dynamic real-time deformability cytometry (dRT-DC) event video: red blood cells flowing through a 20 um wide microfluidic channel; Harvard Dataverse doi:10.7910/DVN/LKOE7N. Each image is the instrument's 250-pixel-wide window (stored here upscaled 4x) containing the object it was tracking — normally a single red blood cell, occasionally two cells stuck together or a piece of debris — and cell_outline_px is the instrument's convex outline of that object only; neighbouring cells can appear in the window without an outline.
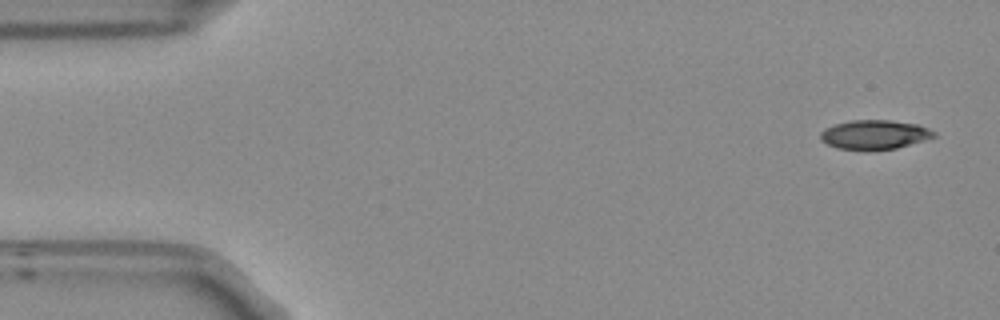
{"species": "Egyptian fruit bat (a non-hibernating species)", "species_latin": "Rousettus aegyptiacus", "temperature_condition": "room temperature", "stored_images_in_passage": 52, "camera_frame_rate_fps": 3000, "um_per_image_px": 0.085, "frame": {"image": 1, "passage_image": 1, "time_ms": 0.0, "image_size_px": [1000, 320], "cell_outline_px": [[936, 136], [924, 140], [896, 148], [864, 152], [836, 148], [820, 140], [820, 132], [824, 128], [836, 124], [852, 120], [888, 120], [920, 124], [936, 132]], "centroid_in_image_um": [74.31, 11.46], "position_along_channel_um": 10.7, "area_um2": 19.77}}
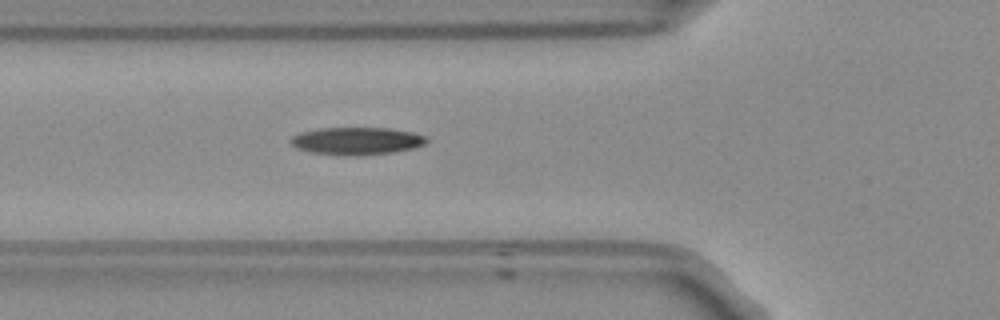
{"frame": {"image": 2, "passage_image": 17, "time_ms": 5.333, "image_size_px": [1000, 320], "cell_outline_px": [[428, 140], [424, 144], [412, 148], [392, 152], [312, 152], [296, 148], [288, 140], [292, 136], [300, 132], [320, 128], [392, 128], [412, 132], [428, 136]], "centroid_in_image_um": [30.34, 11.91], "position_along_channel_um": 95.5, "area_um2": 20.58}}
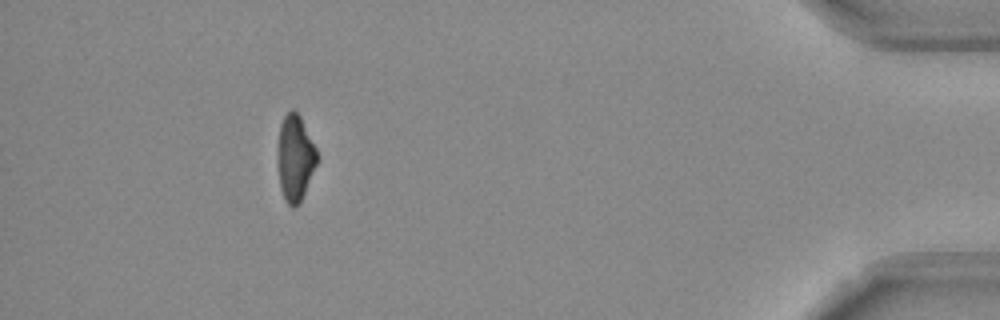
{"frame": {"image": 3, "passage_image": 47, "time_ms": 15.333, "image_size_px": [1000, 320], "cell_outline_px": [[316, 164], [300, 204], [292, 208], [288, 204], [280, 188], [280, 124], [284, 116], [292, 108], [300, 116], [316, 148]], "centroid_in_image_um": [25.12, 13.44], "position_along_channel_um": 410.1, "area_um2": 18.79}, "authors_computed_cell_mechanics": {"area_um2": 20.6057, "velocity_mm_per_s": 3.7677, "shape_relaxation_time_tau1_ms": 4.0308, "shape_relaxation_time_tau2_ms": 9.3701, "deformation_change_tau1": 0.1572, "deformation_change_tau2": 0.1944}}